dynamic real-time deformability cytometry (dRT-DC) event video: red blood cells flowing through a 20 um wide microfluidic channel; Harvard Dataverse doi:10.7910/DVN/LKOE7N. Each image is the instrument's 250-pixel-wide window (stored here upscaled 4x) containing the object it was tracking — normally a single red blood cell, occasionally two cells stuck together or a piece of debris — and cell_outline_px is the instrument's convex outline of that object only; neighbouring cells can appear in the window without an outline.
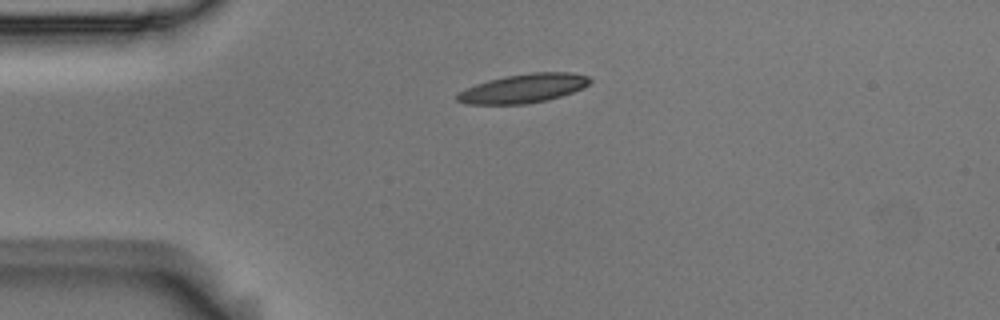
{"species": "Egyptian fruit bat (a non-hibernating species)", "species_latin": "Rousettus aegyptiacus", "temperature_condition": "room temperature", "stored_images_in_passage": 3, "camera_frame_rate_fps": 3000, "um_per_image_px": 0.085, "animal": {"sex": "male"}, "frame": {"image": 1, "passage_image": 1, "time_ms": 0.0, "image_size_px": [1000, 320], "cell_outline_px": [[592, 80], [584, 88], [560, 96], [544, 100], [524, 104], [464, 104], [456, 100], [456, 92], [464, 88], [488, 80], [504, 76], [532, 72], [568, 72], [588, 76]], "centroid_in_image_um": [44.44, 7.51], "position_along_channel_um": 40.6, "area_um2": 22.43}}
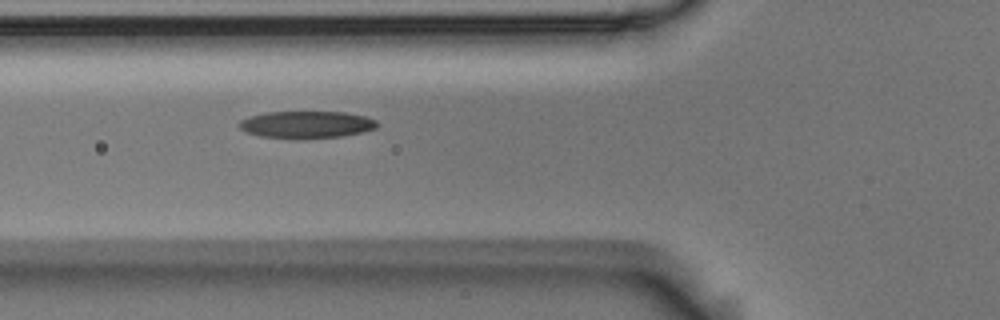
{"frame": {"image": 2, "passage_image": 3, "time_ms": 0.667, "image_size_px": [1000, 320], "cell_outline_px": [[376, 128], [364, 132], [344, 136], [304, 140], [300, 140], [260, 136], [248, 132], [240, 128], [240, 120], [248, 116], [264, 112], [344, 112], [364, 116], [376, 120]], "centroid_in_image_um": [26.05, 10.61], "position_along_channel_um": 99.8, "area_um2": 22.14}}